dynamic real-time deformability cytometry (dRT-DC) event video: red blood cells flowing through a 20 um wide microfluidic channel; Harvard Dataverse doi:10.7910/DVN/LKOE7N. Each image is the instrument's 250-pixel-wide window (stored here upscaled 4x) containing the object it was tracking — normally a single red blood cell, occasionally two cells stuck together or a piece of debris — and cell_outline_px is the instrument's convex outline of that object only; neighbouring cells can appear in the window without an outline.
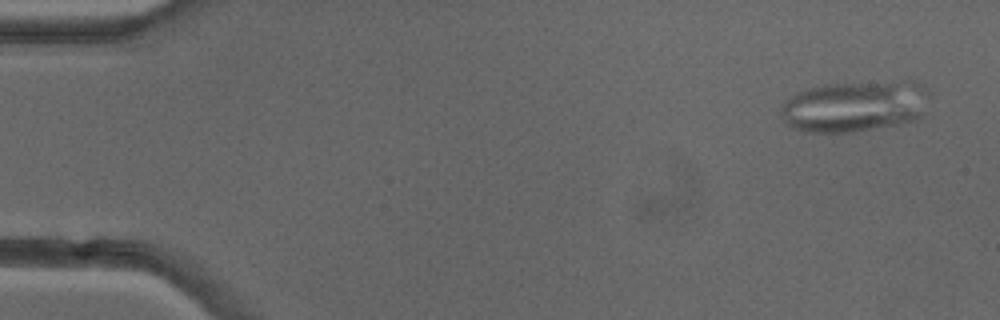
{"species": "common noctule bat (a hibernating species)", "species_latin": "Nyctalus noctula", "temperature_condition": "cold", "stored_images_in_passage": 2, "camera_frame_rate_fps": 3000, "um_per_image_px": 0.085, "animal": {"sex": "female"}, "frame": {"image": 1, "passage_image": 1, "time_ms": 0.0, "image_size_px": [1000, 320], "cell_outline_px": [[928, 96], [920, 116], [912, 120], [896, 124], [852, 132], [800, 132], [784, 124], [780, 112], [780, 104], [784, 100], [796, 92], [824, 84], [904, 80], [912, 80], [924, 84], [928, 88]], "centroid_in_image_um": [72.59, 9.01], "position_along_channel_um": 12.4, "area_um2": 44.85}}